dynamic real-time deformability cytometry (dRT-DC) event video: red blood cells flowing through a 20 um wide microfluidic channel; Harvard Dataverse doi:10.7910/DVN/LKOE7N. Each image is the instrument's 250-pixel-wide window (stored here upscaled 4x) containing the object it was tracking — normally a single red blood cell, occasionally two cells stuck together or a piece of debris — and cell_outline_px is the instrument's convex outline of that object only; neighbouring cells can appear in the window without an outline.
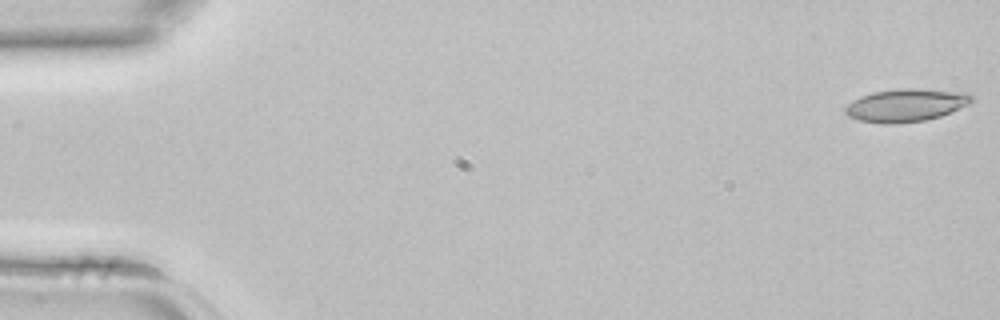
{"species": "common noctule bat (a hibernating species)", "species_latin": "Nyctalus noctula", "temperature_condition": "room temperature", "stored_images_in_passage": 4, "segment_of_instrument_passage": [2, 2], "camera_frame_rate_fps": 3000, "um_per_image_px": 0.085, "animal": {"sex": "female", "body_mass_g": 22.7, "forearm_length_mm": 54.2}, "frame": {"image": 1, "passage_image": 4, "time_ms": 1.0, "image_size_px": [1000, 320], "cell_outline_px": [[976, 100], [968, 104], [940, 116], [924, 120], [892, 124], [880, 124], [856, 120], [848, 116], [844, 112], [844, 108], [848, 104], [860, 96], [872, 92], [900, 88], [920, 88], [968, 92]], "centroid_in_image_um": [76.99, 8.93], "position_along_channel_um": 8.0, "area_um2": 24.45}}